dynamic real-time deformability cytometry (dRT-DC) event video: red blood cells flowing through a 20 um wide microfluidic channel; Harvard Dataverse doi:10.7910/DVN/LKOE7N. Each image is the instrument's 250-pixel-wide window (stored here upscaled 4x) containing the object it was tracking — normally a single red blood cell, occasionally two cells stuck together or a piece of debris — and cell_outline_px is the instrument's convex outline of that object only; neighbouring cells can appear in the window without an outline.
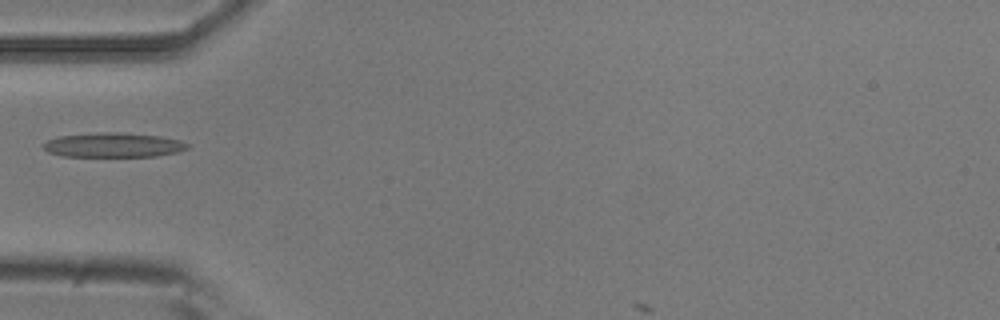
{"species": "common noctule bat (a hibernating species)", "species_latin": "Nyctalus noctula", "temperature_condition": "room temperature", "stored_images_in_passage": 6, "camera_frame_rate_fps": 3000, "um_per_image_px": 0.085, "animal": {"sex": "male", "body_mass_g": 20.5, "forearm_length_mm": 52.5}, "frame": {"image": 1, "passage_image": 5, "time_ms": 1.333, "image_size_px": [1000, 320], "cell_outline_px": [[188, 148], [176, 152], [156, 156], [60, 156], [48, 152], [40, 144], [48, 140], [60, 136], [100, 132], [120, 132], [160, 136], [180, 140], [188, 144]], "centroid_in_image_um": [9.6, 12.32], "position_along_channel_um": 75.4, "area_um2": 20.52}}
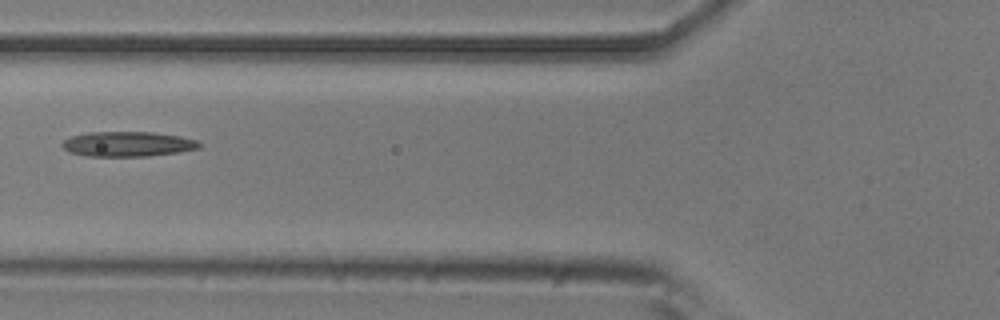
{"frame": {"image": 2, "passage_image": 6, "time_ms": 1.667, "image_size_px": [1000, 320], "cell_outline_px": [[204, 144], [200, 148], [180, 152], [148, 156], [88, 156], [68, 152], [60, 144], [64, 140], [72, 136], [88, 132], [152, 132], [180, 136], [196, 140]], "centroid_in_image_um": [10.88, 12.24], "position_along_channel_um": 114.9, "area_um2": 20.06}}